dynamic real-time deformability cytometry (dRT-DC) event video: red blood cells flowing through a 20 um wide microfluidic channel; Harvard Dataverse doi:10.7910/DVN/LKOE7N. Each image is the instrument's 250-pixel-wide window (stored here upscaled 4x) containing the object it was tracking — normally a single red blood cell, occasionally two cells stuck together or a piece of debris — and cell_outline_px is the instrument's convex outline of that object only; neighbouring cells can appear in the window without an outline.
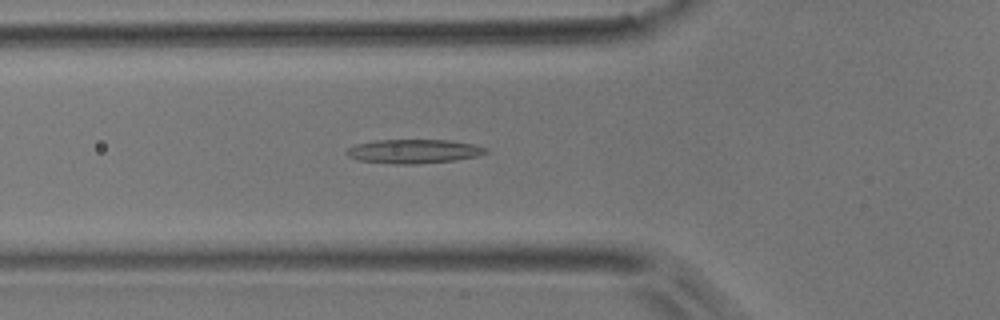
{"species": "common noctule bat (a hibernating species)", "species_latin": "Nyctalus noctula", "temperature_condition": "room temperature", "stored_images_in_passage": 38, "camera_frame_rate_fps": 3000, "um_per_image_px": 0.085, "animal": {"sex": "male", "body_mass_g": 17.9}, "frame": {"image": 1, "passage_image": 10, "time_ms": 3.0, "image_size_px": [1000, 320], "cell_outline_px": [[488, 152], [476, 156], [452, 160], [416, 164], [396, 164], [356, 160], [348, 156], [344, 152], [348, 148], [356, 144], [376, 140], [448, 140], [476, 144], [488, 148]], "centroid_in_image_um": [35.15, 12.85], "position_along_channel_um": 90.7, "area_um2": 19.48}}
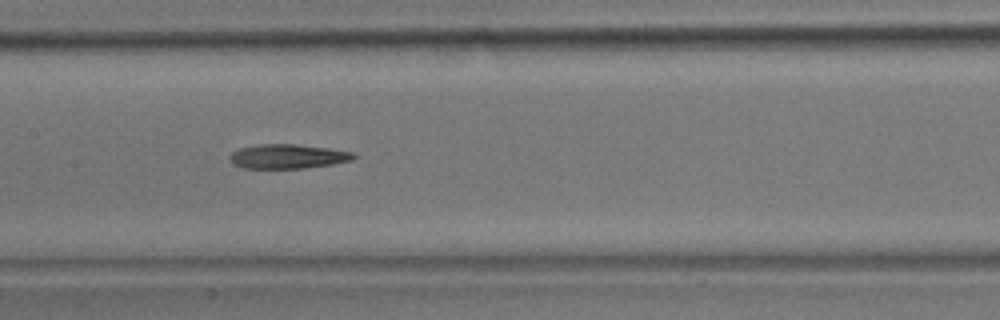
{"frame": {"image": 2, "passage_image": 17, "time_ms": 5.333, "image_size_px": [1000, 320], "cell_outline_px": [[356, 156], [352, 160], [332, 164], [304, 168], [244, 168], [232, 164], [232, 152], [240, 148], [256, 144], [296, 144], [328, 148], [352, 152]], "centroid_in_image_um": [24.47, 13.29], "position_along_channel_um": 182.9, "area_um2": 17.4}}
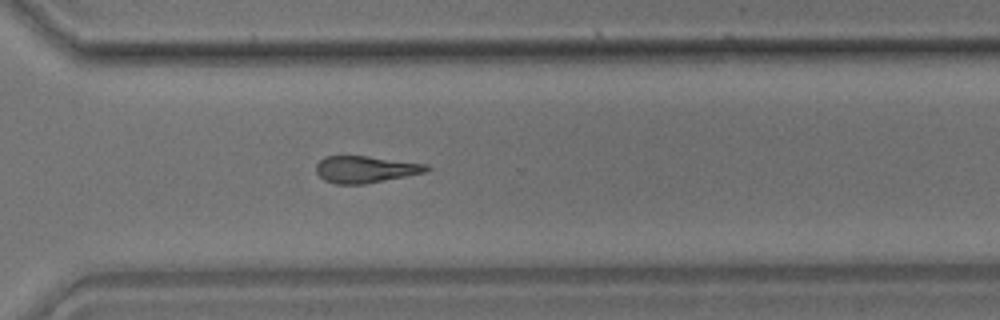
{"frame": {"image": 3, "passage_image": 29, "time_ms": 9.333, "image_size_px": [1000, 320], "cell_outline_px": [[432, 168], [428, 172], [364, 184], [336, 184], [324, 180], [316, 172], [316, 164], [324, 156], [368, 156], [428, 164]], "centroid_in_image_um": [31.09, 14.39], "position_along_channel_um": 339.5, "area_um2": 17.4}, "authors_computed_cell_mechanics": {"area_um2": 18.496, "velocity_mm_per_s": 3.93, "shape_relaxation_time_tau1_ms": 6.8434, "shape_relaxation_time_tau2_ms": 8.5609, "deformation_change_tau1": 0.2176, "deformation_change_tau2": 0.2641}}